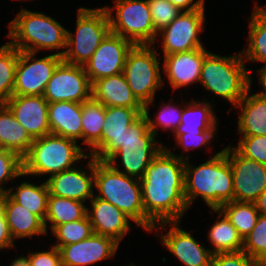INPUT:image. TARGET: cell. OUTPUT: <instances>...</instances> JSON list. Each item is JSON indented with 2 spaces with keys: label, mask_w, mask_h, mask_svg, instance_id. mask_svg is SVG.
I'll return each mask as SVG.
<instances>
[{
  "label": "cell",
  "mask_w": 266,
  "mask_h": 266,
  "mask_svg": "<svg viewBox=\"0 0 266 266\" xmlns=\"http://www.w3.org/2000/svg\"><path fill=\"white\" fill-rule=\"evenodd\" d=\"M163 148L140 179L144 212L155 225L182 221L188 210L184 197V163L190 156H179Z\"/></svg>",
  "instance_id": "6da1fadb"
},
{
  "label": "cell",
  "mask_w": 266,
  "mask_h": 266,
  "mask_svg": "<svg viewBox=\"0 0 266 266\" xmlns=\"http://www.w3.org/2000/svg\"><path fill=\"white\" fill-rule=\"evenodd\" d=\"M199 196L211 209L234 201L233 173L225 148L199 166L185 160L184 197L188 209Z\"/></svg>",
  "instance_id": "7a4b0ae2"
},
{
  "label": "cell",
  "mask_w": 266,
  "mask_h": 266,
  "mask_svg": "<svg viewBox=\"0 0 266 266\" xmlns=\"http://www.w3.org/2000/svg\"><path fill=\"white\" fill-rule=\"evenodd\" d=\"M94 185L100 192L95 197L116 206L146 232L154 231L155 224L144 212L140 179L117 171L107 161L95 159Z\"/></svg>",
  "instance_id": "3957f363"
},
{
  "label": "cell",
  "mask_w": 266,
  "mask_h": 266,
  "mask_svg": "<svg viewBox=\"0 0 266 266\" xmlns=\"http://www.w3.org/2000/svg\"><path fill=\"white\" fill-rule=\"evenodd\" d=\"M8 28V43L19 51L58 50L56 54L63 56L59 50L66 48L67 29L52 17L23 7Z\"/></svg>",
  "instance_id": "277c9868"
},
{
  "label": "cell",
  "mask_w": 266,
  "mask_h": 266,
  "mask_svg": "<svg viewBox=\"0 0 266 266\" xmlns=\"http://www.w3.org/2000/svg\"><path fill=\"white\" fill-rule=\"evenodd\" d=\"M244 62L241 52L228 57L209 52L204 57L199 83L235 107L252 83Z\"/></svg>",
  "instance_id": "5b68a950"
},
{
  "label": "cell",
  "mask_w": 266,
  "mask_h": 266,
  "mask_svg": "<svg viewBox=\"0 0 266 266\" xmlns=\"http://www.w3.org/2000/svg\"><path fill=\"white\" fill-rule=\"evenodd\" d=\"M88 155L77 141L63 136L48 134L33 140L28 153L22 158L23 175H53L75 167L77 161Z\"/></svg>",
  "instance_id": "8992f818"
},
{
  "label": "cell",
  "mask_w": 266,
  "mask_h": 266,
  "mask_svg": "<svg viewBox=\"0 0 266 266\" xmlns=\"http://www.w3.org/2000/svg\"><path fill=\"white\" fill-rule=\"evenodd\" d=\"M155 138L154 133L148 128L145 116L142 115L126 131L122 147L107 162L117 171L141 179L148 165L164 149L163 143H158ZM117 157L121 159L123 170L117 166Z\"/></svg>",
  "instance_id": "52a82bcc"
},
{
  "label": "cell",
  "mask_w": 266,
  "mask_h": 266,
  "mask_svg": "<svg viewBox=\"0 0 266 266\" xmlns=\"http://www.w3.org/2000/svg\"><path fill=\"white\" fill-rule=\"evenodd\" d=\"M110 32V21L104 7L78 8L75 36L67 30L63 61L83 66Z\"/></svg>",
  "instance_id": "ba28073f"
},
{
  "label": "cell",
  "mask_w": 266,
  "mask_h": 266,
  "mask_svg": "<svg viewBox=\"0 0 266 266\" xmlns=\"http://www.w3.org/2000/svg\"><path fill=\"white\" fill-rule=\"evenodd\" d=\"M151 46L134 45L123 69L127 84L143 106L151 105L155 100L156 90L164 85L159 65L161 63L155 47Z\"/></svg>",
  "instance_id": "9c48e42d"
},
{
  "label": "cell",
  "mask_w": 266,
  "mask_h": 266,
  "mask_svg": "<svg viewBox=\"0 0 266 266\" xmlns=\"http://www.w3.org/2000/svg\"><path fill=\"white\" fill-rule=\"evenodd\" d=\"M114 7L104 8L110 21V32L120 35L134 45H154L157 32L147 0H113ZM116 10L115 16L112 12Z\"/></svg>",
  "instance_id": "30bf717a"
},
{
  "label": "cell",
  "mask_w": 266,
  "mask_h": 266,
  "mask_svg": "<svg viewBox=\"0 0 266 266\" xmlns=\"http://www.w3.org/2000/svg\"><path fill=\"white\" fill-rule=\"evenodd\" d=\"M35 54L18 50L13 95L43 96L47 82L63 60L56 53L38 59Z\"/></svg>",
  "instance_id": "8fae6325"
},
{
  "label": "cell",
  "mask_w": 266,
  "mask_h": 266,
  "mask_svg": "<svg viewBox=\"0 0 266 266\" xmlns=\"http://www.w3.org/2000/svg\"><path fill=\"white\" fill-rule=\"evenodd\" d=\"M92 83L81 65L61 61L47 82L43 97L48 103H82L92 98Z\"/></svg>",
  "instance_id": "7c38bea8"
},
{
  "label": "cell",
  "mask_w": 266,
  "mask_h": 266,
  "mask_svg": "<svg viewBox=\"0 0 266 266\" xmlns=\"http://www.w3.org/2000/svg\"><path fill=\"white\" fill-rule=\"evenodd\" d=\"M205 6L193 11H182L160 34L163 55L204 48L198 38L205 23Z\"/></svg>",
  "instance_id": "4fadbf2b"
},
{
  "label": "cell",
  "mask_w": 266,
  "mask_h": 266,
  "mask_svg": "<svg viewBox=\"0 0 266 266\" xmlns=\"http://www.w3.org/2000/svg\"><path fill=\"white\" fill-rule=\"evenodd\" d=\"M233 173L234 201L254 202L266 190V165L241 155L232 146L225 147Z\"/></svg>",
  "instance_id": "5bb4252c"
},
{
  "label": "cell",
  "mask_w": 266,
  "mask_h": 266,
  "mask_svg": "<svg viewBox=\"0 0 266 266\" xmlns=\"http://www.w3.org/2000/svg\"><path fill=\"white\" fill-rule=\"evenodd\" d=\"M133 46L129 40L109 32L83 65L90 82L122 73L127 55Z\"/></svg>",
  "instance_id": "9a60e30c"
},
{
  "label": "cell",
  "mask_w": 266,
  "mask_h": 266,
  "mask_svg": "<svg viewBox=\"0 0 266 266\" xmlns=\"http://www.w3.org/2000/svg\"><path fill=\"white\" fill-rule=\"evenodd\" d=\"M170 224L166 234H161L162 244L174 254L185 266H211L213 253L199 244L190 232L182 230L181 221L162 222L154 226L156 229H165Z\"/></svg>",
  "instance_id": "2e32d148"
},
{
  "label": "cell",
  "mask_w": 266,
  "mask_h": 266,
  "mask_svg": "<svg viewBox=\"0 0 266 266\" xmlns=\"http://www.w3.org/2000/svg\"><path fill=\"white\" fill-rule=\"evenodd\" d=\"M90 158L87 165L88 170L83 171V168L75 166L68 170H64L60 173L49 176L46 180L49 194L68 198L72 200H78L81 202L91 200L94 194V174H95V158L88 155Z\"/></svg>",
  "instance_id": "e0dca14e"
},
{
  "label": "cell",
  "mask_w": 266,
  "mask_h": 266,
  "mask_svg": "<svg viewBox=\"0 0 266 266\" xmlns=\"http://www.w3.org/2000/svg\"><path fill=\"white\" fill-rule=\"evenodd\" d=\"M144 108L105 107V123L101 133V150L96 160L107 161L122 147L123 137L129 127L143 115Z\"/></svg>",
  "instance_id": "ac0fdd59"
},
{
  "label": "cell",
  "mask_w": 266,
  "mask_h": 266,
  "mask_svg": "<svg viewBox=\"0 0 266 266\" xmlns=\"http://www.w3.org/2000/svg\"><path fill=\"white\" fill-rule=\"evenodd\" d=\"M5 104L33 140L51 134L49 103L43 96L12 95Z\"/></svg>",
  "instance_id": "d6986e66"
},
{
  "label": "cell",
  "mask_w": 266,
  "mask_h": 266,
  "mask_svg": "<svg viewBox=\"0 0 266 266\" xmlns=\"http://www.w3.org/2000/svg\"><path fill=\"white\" fill-rule=\"evenodd\" d=\"M118 247L119 243L114 239L93 233L87 239L59 249L62 266H89L101 260L114 258Z\"/></svg>",
  "instance_id": "ffe728a7"
},
{
  "label": "cell",
  "mask_w": 266,
  "mask_h": 266,
  "mask_svg": "<svg viewBox=\"0 0 266 266\" xmlns=\"http://www.w3.org/2000/svg\"><path fill=\"white\" fill-rule=\"evenodd\" d=\"M204 48L164 56L163 71L173 90L200 81L204 57L209 53Z\"/></svg>",
  "instance_id": "44dd1931"
},
{
  "label": "cell",
  "mask_w": 266,
  "mask_h": 266,
  "mask_svg": "<svg viewBox=\"0 0 266 266\" xmlns=\"http://www.w3.org/2000/svg\"><path fill=\"white\" fill-rule=\"evenodd\" d=\"M91 209L87 208V215L94 234L114 239L120 244L130 230L131 219L116 206L103 199L93 196L90 200Z\"/></svg>",
  "instance_id": "7402d4cb"
},
{
  "label": "cell",
  "mask_w": 266,
  "mask_h": 266,
  "mask_svg": "<svg viewBox=\"0 0 266 266\" xmlns=\"http://www.w3.org/2000/svg\"><path fill=\"white\" fill-rule=\"evenodd\" d=\"M92 99L105 107L144 108L132 93L122 73L92 82Z\"/></svg>",
  "instance_id": "603a6c76"
},
{
  "label": "cell",
  "mask_w": 266,
  "mask_h": 266,
  "mask_svg": "<svg viewBox=\"0 0 266 266\" xmlns=\"http://www.w3.org/2000/svg\"><path fill=\"white\" fill-rule=\"evenodd\" d=\"M82 103L61 101L49 103L48 119L51 133L75 141L82 139Z\"/></svg>",
  "instance_id": "cb8c5ba5"
},
{
  "label": "cell",
  "mask_w": 266,
  "mask_h": 266,
  "mask_svg": "<svg viewBox=\"0 0 266 266\" xmlns=\"http://www.w3.org/2000/svg\"><path fill=\"white\" fill-rule=\"evenodd\" d=\"M2 212L6 217L13 240L48 234L44 222L37 215L15 202L8 194L2 197Z\"/></svg>",
  "instance_id": "d4e9b609"
},
{
  "label": "cell",
  "mask_w": 266,
  "mask_h": 266,
  "mask_svg": "<svg viewBox=\"0 0 266 266\" xmlns=\"http://www.w3.org/2000/svg\"><path fill=\"white\" fill-rule=\"evenodd\" d=\"M250 87L234 108L242 111L238 120L240 136L266 135V99L257 93L250 95Z\"/></svg>",
  "instance_id": "484cf974"
},
{
  "label": "cell",
  "mask_w": 266,
  "mask_h": 266,
  "mask_svg": "<svg viewBox=\"0 0 266 266\" xmlns=\"http://www.w3.org/2000/svg\"><path fill=\"white\" fill-rule=\"evenodd\" d=\"M33 139L16 120L5 103H0V148L12 151L23 158L29 151Z\"/></svg>",
  "instance_id": "4316f807"
},
{
  "label": "cell",
  "mask_w": 266,
  "mask_h": 266,
  "mask_svg": "<svg viewBox=\"0 0 266 266\" xmlns=\"http://www.w3.org/2000/svg\"><path fill=\"white\" fill-rule=\"evenodd\" d=\"M192 100L182 108L181 122L173 134L202 133L209 128L218 127V118L210 102Z\"/></svg>",
  "instance_id": "83f0119b"
},
{
  "label": "cell",
  "mask_w": 266,
  "mask_h": 266,
  "mask_svg": "<svg viewBox=\"0 0 266 266\" xmlns=\"http://www.w3.org/2000/svg\"><path fill=\"white\" fill-rule=\"evenodd\" d=\"M82 144L88 145L95 156L101 150V133L105 123V106L94 99L82 102Z\"/></svg>",
  "instance_id": "f1b7e54d"
},
{
  "label": "cell",
  "mask_w": 266,
  "mask_h": 266,
  "mask_svg": "<svg viewBox=\"0 0 266 266\" xmlns=\"http://www.w3.org/2000/svg\"><path fill=\"white\" fill-rule=\"evenodd\" d=\"M254 11L249 21V43L241 51L246 62H263L261 68H266V9L255 3Z\"/></svg>",
  "instance_id": "f546056e"
},
{
  "label": "cell",
  "mask_w": 266,
  "mask_h": 266,
  "mask_svg": "<svg viewBox=\"0 0 266 266\" xmlns=\"http://www.w3.org/2000/svg\"><path fill=\"white\" fill-rule=\"evenodd\" d=\"M9 188L8 195L17 203L25 207L31 213L37 215L43 222L47 214L49 188L47 182L34 185L33 183L23 182Z\"/></svg>",
  "instance_id": "4dcf8cb0"
},
{
  "label": "cell",
  "mask_w": 266,
  "mask_h": 266,
  "mask_svg": "<svg viewBox=\"0 0 266 266\" xmlns=\"http://www.w3.org/2000/svg\"><path fill=\"white\" fill-rule=\"evenodd\" d=\"M212 211L216 214L218 213V218L208 232V239L214 247L210 249L211 252L216 254L242 251L243 238L239 235L236 228L219 209H212Z\"/></svg>",
  "instance_id": "1f68e13d"
},
{
  "label": "cell",
  "mask_w": 266,
  "mask_h": 266,
  "mask_svg": "<svg viewBox=\"0 0 266 266\" xmlns=\"http://www.w3.org/2000/svg\"><path fill=\"white\" fill-rule=\"evenodd\" d=\"M86 215L87 206L84 202L49 194L47 214L44 221L46 232H48V222L52 231L57 225L82 219Z\"/></svg>",
  "instance_id": "d6a6232c"
},
{
  "label": "cell",
  "mask_w": 266,
  "mask_h": 266,
  "mask_svg": "<svg viewBox=\"0 0 266 266\" xmlns=\"http://www.w3.org/2000/svg\"><path fill=\"white\" fill-rule=\"evenodd\" d=\"M219 211L227 217L243 239L252 231L260 215L254 202H227Z\"/></svg>",
  "instance_id": "836d02e7"
},
{
  "label": "cell",
  "mask_w": 266,
  "mask_h": 266,
  "mask_svg": "<svg viewBox=\"0 0 266 266\" xmlns=\"http://www.w3.org/2000/svg\"><path fill=\"white\" fill-rule=\"evenodd\" d=\"M18 49L6 43L0 47V103H5L12 95Z\"/></svg>",
  "instance_id": "e575fe53"
},
{
  "label": "cell",
  "mask_w": 266,
  "mask_h": 266,
  "mask_svg": "<svg viewBox=\"0 0 266 266\" xmlns=\"http://www.w3.org/2000/svg\"><path fill=\"white\" fill-rule=\"evenodd\" d=\"M51 232L57 238V243L53 246L58 249L87 239L94 233L88 215L76 221L57 225Z\"/></svg>",
  "instance_id": "d590c367"
},
{
  "label": "cell",
  "mask_w": 266,
  "mask_h": 266,
  "mask_svg": "<svg viewBox=\"0 0 266 266\" xmlns=\"http://www.w3.org/2000/svg\"><path fill=\"white\" fill-rule=\"evenodd\" d=\"M249 257L266 266V214H260L252 231L243 239V249Z\"/></svg>",
  "instance_id": "8d00e7d4"
},
{
  "label": "cell",
  "mask_w": 266,
  "mask_h": 266,
  "mask_svg": "<svg viewBox=\"0 0 266 266\" xmlns=\"http://www.w3.org/2000/svg\"><path fill=\"white\" fill-rule=\"evenodd\" d=\"M179 107V108H178ZM177 105L175 106V103H168L166 102L163 103V106H161L159 112L156 114V118L152 120L150 117V112H149V105H144V110H143V115L145 116L147 123H148V128L154 133L155 136H157V128L160 127L164 131L168 128L169 130L172 129L174 132L175 129L178 127V125L181 122V115H182V107Z\"/></svg>",
  "instance_id": "74e56055"
},
{
  "label": "cell",
  "mask_w": 266,
  "mask_h": 266,
  "mask_svg": "<svg viewBox=\"0 0 266 266\" xmlns=\"http://www.w3.org/2000/svg\"><path fill=\"white\" fill-rule=\"evenodd\" d=\"M21 176L24 177L22 158L12 151L0 148V194L6 195L9 191L2 184Z\"/></svg>",
  "instance_id": "f35d334b"
},
{
  "label": "cell",
  "mask_w": 266,
  "mask_h": 266,
  "mask_svg": "<svg viewBox=\"0 0 266 266\" xmlns=\"http://www.w3.org/2000/svg\"><path fill=\"white\" fill-rule=\"evenodd\" d=\"M154 29L159 33L182 12L169 0H147Z\"/></svg>",
  "instance_id": "ab89813d"
},
{
  "label": "cell",
  "mask_w": 266,
  "mask_h": 266,
  "mask_svg": "<svg viewBox=\"0 0 266 266\" xmlns=\"http://www.w3.org/2000/svg\"><path fill=\"white\" fill-rule=\"evenodd\" d=\"M237 147L241 155L266 165V135L241 136Z\"/></svg>",
  "instance_id": "60d3db41"
},
{
  "label": "cell",
  "mask_w": 266,
  "mask_h": 266,
  "mask_svg": "<svg viewBox=\"0 0 266 266\" xmlns=\"http://www.w3.org/2000/svg\"><path fill=\"white\" fill-rule=\"evenodd\" d=\"M216 128H209L202 133H184V134H173L176 139V147L181 146L183 152H188L189 150L202 148V146L209 145L213 137H215ZM178 144V145H177Z\"/></svg>",
  "instance_id": "b9f144b4"
},
{
  "label": "cell",
  "mask_w": 266,
  "mask_h": 266,
  "mask_svg": "<svg viewBox=\"0 0 266 266\" xmlns=\"http://www.w3.org/2000/svg\"><path fill=\"white\" fill-rule=\"evenodd\" d=\"M211 266H262L244 251L216 253L212 257Z\"/></svg>",
  "instance_id": "7bdbcfd3"
},
{
  "label": "cell",
  "mask_w": 266,
  "mask_h": 266,
  "mask_svg": "<svg viewBox=\"0 0 266 266\" xmlns=\"http://www.w3.org/2000/svg\"><path fill=\"white\" fill-rule=\"evenodd\" d=\"M30 266H62L60 250L51 246L49 251L29 252Z\"/></svg>",
  "instance_id": "ee69618b"
},
{
  "label": "cell",
  "mask_w": 266,
  "mask_h": 266,
  "mask_svg": "<svg viewBox=\"0 0 266 266\" xmlns=\"http://www.w3.org/2000/svg\"><path fill=\"white\" fill-rule=\"evenodd\" d=\"M15 247L14 240L9 231L6 217L3 212L0 213V250Z\"/></svg>",
  "instance_id": "f6af8a7d"
},
{
  "label": "cell",
  "mask_w": 266,
  "mask_h": 266,
  "mask_svg": "<svg viewBox=\"0 0 266 266\" xmlns=\"http://www.w3.org/2000/svg\"><path fill=\"white\" fill-rule=\"evenodd\" d=\"M181 11H193L204 6L205 0H169Z\"/></svg>",
  "instance_id": "bcb514c9"
},
{
  "label": "cell",
  "mask_w": 266,
  "mask_h": 266,
  "mask_svg": "<svg viewBox=\"0 0 266 266\" xmlns=\"http://www.w3.org/2000/svg\"><path fill=\"white\" fill-rule=\"evenodd\" d=\"M260 214H266V190L254 201Z\"/></svg>",
  "instance_id": "7dc6e473"
},
{
  "label": "cell",
  "mask_w": 266,
  "mask_h": 266,
  "mask_svg": "<svg viewBox=\"0 0 266 266\" xmlns=\"http://www.w3.org/2000/svg\"><path fill=\"white\" fill-rule=\"evenodd\" d=\"M259 76V83L263 87V90L261 92H258L261 94L265 99H266V68H260L259 71L257 72Z\"/></svg>",
  "instance_id": "c3c4849f"
},
{
  "label": "cell",
  "mask_w": 266,
  "mask_h": 266,
  "mask_svg": "<svg viewBox=\"0 0 266 266\" xmlns=\"http://www.w3.org/2000/svg\"><path fill=\"white\" fill-rule=\"evenodd\" d=\"M10 266H30L29 256H20L12 261Z\"/></svg>",
  "instance_id": "681fc988"
},
{
  "label": "cell",
  "mask_w": 266,
  "mask_h": 266,
  "mask_svg": "<svg viewBox=\"0 0 266 266\" xmlns=\"http://www.w3.org/2000/svg\"><path fill=\"white\" fill-rule=\"evenodd\" d=\"M2 197L3 195L0 194V213L2 212Z\"/></svg>",
  "instance_id": "f907efd6"
}]
</instances>
